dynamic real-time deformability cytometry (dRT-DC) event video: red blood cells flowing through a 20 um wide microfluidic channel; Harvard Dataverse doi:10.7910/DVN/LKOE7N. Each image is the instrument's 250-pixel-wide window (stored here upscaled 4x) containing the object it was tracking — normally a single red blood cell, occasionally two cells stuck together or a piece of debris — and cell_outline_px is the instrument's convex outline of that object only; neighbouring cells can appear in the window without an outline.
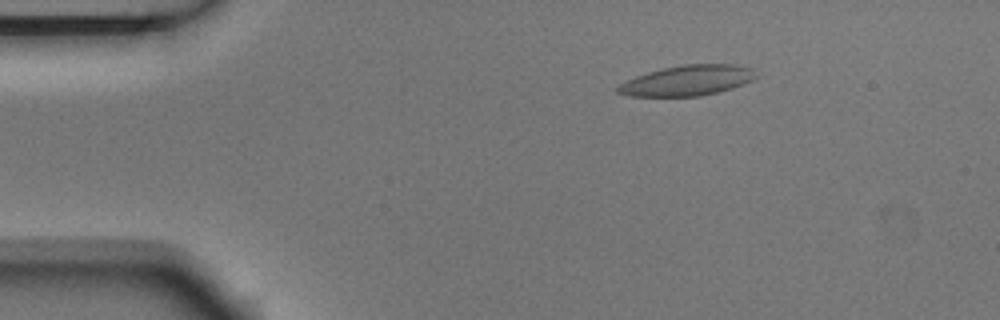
{"species": "Egyptian fruit bat (a non-hibernating species)", "species_latin": "Rousettus aegyptiacus", "temperature_condition": "room temperature", "stored_images_in_passage": 4, "camera_frame_rate_fps": 3000, "um_per_image_px": 0.085, "animal": {"sex": "male"}, "frame": {"image": 1, "passage_image": 2, "time_ms": 0.333, "image_size_px": [1000, 320], "cell_outline_px": [[760, 76], [752, 80], [732, 88], [700, 96], [628, 96], [616, 92], [616, 88], [620, 84], [636, 76], [648, 72], [664, 68], [684, 64], [736, 64], [752, 68]], "centroid_in_image_um": [58.46, 6.83], "position_along_channel_um": 26.5, "area_um2": 24.39}}
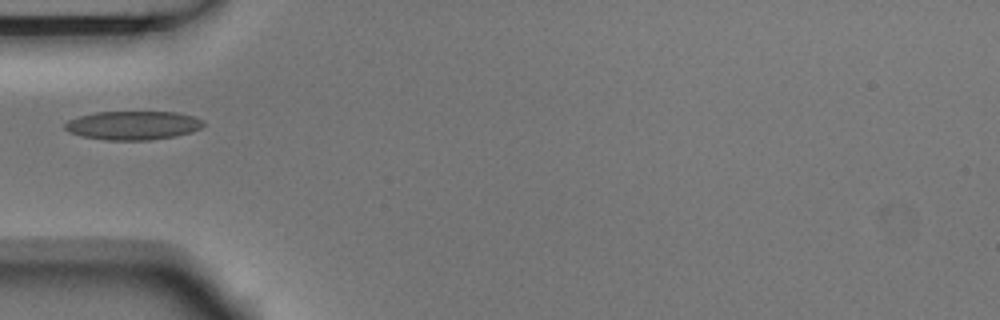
{"frame": {"image": 2, "passage_image": 4, "time_ms": 1.0, "image_size_px": [1000, 320], "cell_outline_px": [[204, 124], [200, 128], [192, 132], [176, 136], [148, 140], [104, 140], [80, 136], [68, 132], [64, 128], [64, 124], [68, 120], [80, 116], [96, 112], [176, 112], [192, 116], [204, 120]], "centroid_in_image_um": [11.29, 10.66], "position_along_channel_um": 73.7, "area_um2": 23.29}}